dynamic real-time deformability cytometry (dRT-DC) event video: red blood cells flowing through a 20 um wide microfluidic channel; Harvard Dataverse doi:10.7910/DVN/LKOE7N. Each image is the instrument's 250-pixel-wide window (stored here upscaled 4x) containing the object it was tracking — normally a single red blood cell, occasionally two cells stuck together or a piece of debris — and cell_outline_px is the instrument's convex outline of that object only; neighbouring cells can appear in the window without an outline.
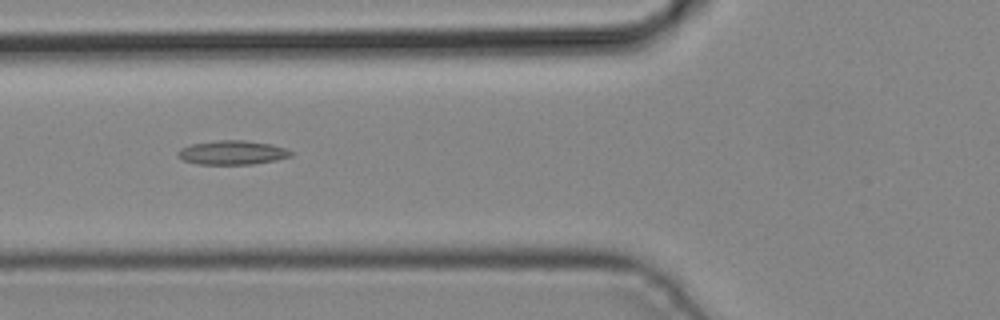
{"species": "common noctule bat (a hibernating species)", "species_latin": "Nyctalus noctula", "temperature_condition": "cold", "stored_images_in_passage": 4, "camera_frame_rate_fps": 3000, "um_per_image_px": 0.085, "animal": {"sex": "male", "body_mass_g": 19.2, "forearm_length_mm": 51.8}, "frame": {"image": 1, "passage_image": 4, "time_ms": 1.0, "image_size_px": [1000, 320], "cell_outline_px": [[292, 156], [276, 160], [252, 164], [196, 164], [184, 160], [176, 156], [176, 152], [180, 148], [192, 144], [220, 140], [244, 140], [272, 144], [284, 148], [292, 152]], "centroid_in_image_um": [19.72, 12.97], "position_along_channel_um": 106.1, "area_um2": 15.84}}